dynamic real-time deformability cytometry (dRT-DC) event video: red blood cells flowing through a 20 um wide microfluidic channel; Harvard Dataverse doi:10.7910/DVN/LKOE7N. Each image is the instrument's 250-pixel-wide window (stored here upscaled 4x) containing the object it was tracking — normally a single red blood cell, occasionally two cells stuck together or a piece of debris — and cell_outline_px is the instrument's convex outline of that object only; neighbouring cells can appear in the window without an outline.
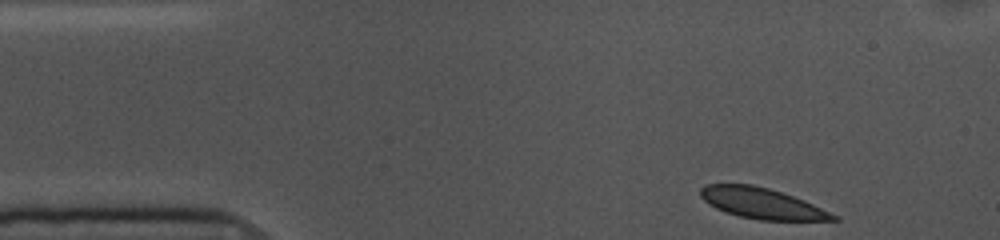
{"species": "common noctule bat (a hibernating species)", "species_latin": "Nyctalus noctula", "temperature_condition": "cold", "stored_images_in_passage": 50, "camera_frame_rate_fps": 3000, "um_per_image_px": 0.085, "animal": {"sex": "female", "body_mass_g": 10.0, "forearm_length_mm": 53.1}, "frame": {"image": 1, "passage_image": 1, "time_ms": 0.0, "image_size_px": [1000, 240], "cell_outline_px": [[840, 220], [760, 220], [740, 216], [716, 208], [708, 204], [700, 196], [700, 188], [704, 184], [752, 184], [768, 188], [804, 200], [840, 216]], "centroid_in_image_um": [64.76, 17.28], "position_along_channel_um": 20.2, "area_um2": 23.64}}
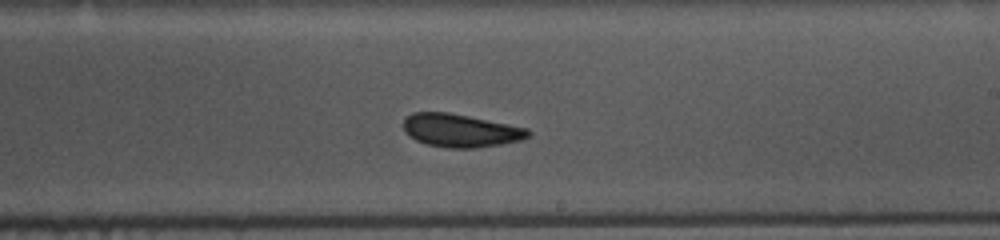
{"frame": {"image": 2, "passage_image": 26, "time_ms": 8.333, "image_size_px": [1000, 240], "cell_outline_px": [[532, 136], [520, 140], [500, 144], [476, 148], [448, 148], [424, 144], [416, 140], [404, 132], [404, 120], [412, 112], [448, 112], [528, 128], [532, 132]], "centroid_in_image_um": [39.15, 11.1], "position_along_channel_um": 249.8, "area_um2": 24.1}}
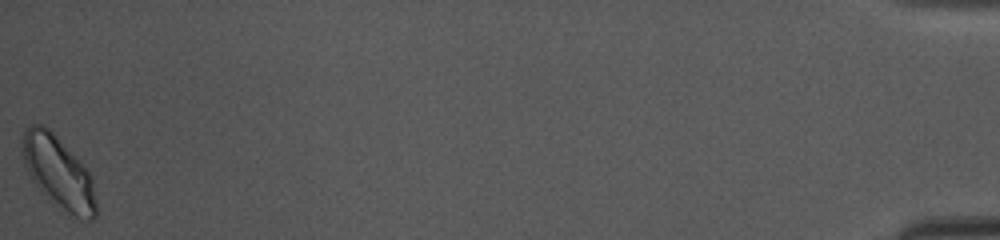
{"frame": {"image": 3, "passage_image": 50, "time_ms": 16.333, "image_size_px": [1000, 240], "cell_outline_px": [[96, 216], [92, 220], [88, 220], [64, 212], [48, 200], [36, 188], [28, 172], [20, 152], [20, 144], [24, 132], [32, 124], [44, 124], [80, 160], [92, 176], [96, 204]], "centroid_in_image_um": [4.94, 14.66], "position_along_channel_um": 430.3, "area_um2": 31.39}, "authors_computed_cell_mechanics": {"area_um2": 24.6517, "velocity_mm_per_s": 3.5504, "shape_relaxation_time_tau1_ms": 3.825, "shape_relaxation_time_tau2_ms": null, "deformation_change_tau1": 0.0669, "deformation_change_tau2": null}}